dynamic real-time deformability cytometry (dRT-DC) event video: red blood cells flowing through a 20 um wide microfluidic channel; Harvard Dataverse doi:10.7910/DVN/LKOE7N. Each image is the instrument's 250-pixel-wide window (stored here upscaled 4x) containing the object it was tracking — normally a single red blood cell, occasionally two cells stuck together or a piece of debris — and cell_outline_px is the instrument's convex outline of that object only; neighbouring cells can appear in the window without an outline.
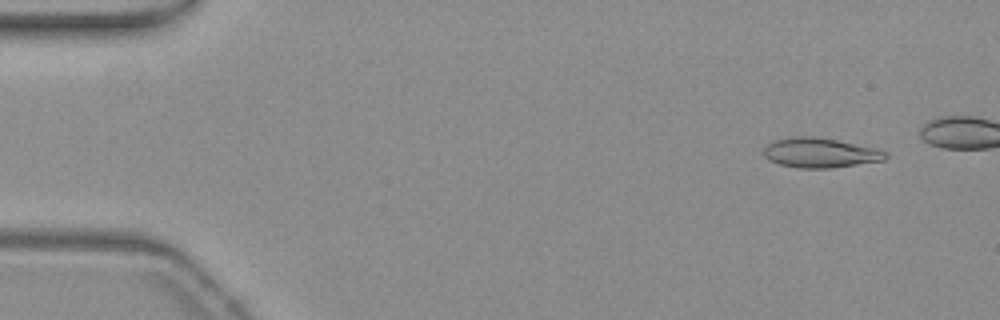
{"species": "common noctule bat (a hibernating species)", "species_latin": "Nyctalus noctula", "temperature_condition": "warm", "stored_images_in_passage": 15, "camera_frame_rate_fps": 3000, "um_per_image_px": 0.085, "animal": {"sex": "female", "body_mass_g": 19.3, "forearm_length_mm": 54.1}, "frame": {"image": 1, "passage_image": 5, "time_ms": 1.333, "image_size_px": [1000, 320], "cell_outline_px": [[888, 156], [884, 160], [832, 168], [800, 168], [780, 164], [768, 160], [764, 156], [764, 148], [772, 140], [792, 136], [816, 136], [876, 148], [888, 152]], "centroid_in_image_um": [69.7, 12.98], "position_along_channel_um": 15.3, "area_um2": 21.21}}